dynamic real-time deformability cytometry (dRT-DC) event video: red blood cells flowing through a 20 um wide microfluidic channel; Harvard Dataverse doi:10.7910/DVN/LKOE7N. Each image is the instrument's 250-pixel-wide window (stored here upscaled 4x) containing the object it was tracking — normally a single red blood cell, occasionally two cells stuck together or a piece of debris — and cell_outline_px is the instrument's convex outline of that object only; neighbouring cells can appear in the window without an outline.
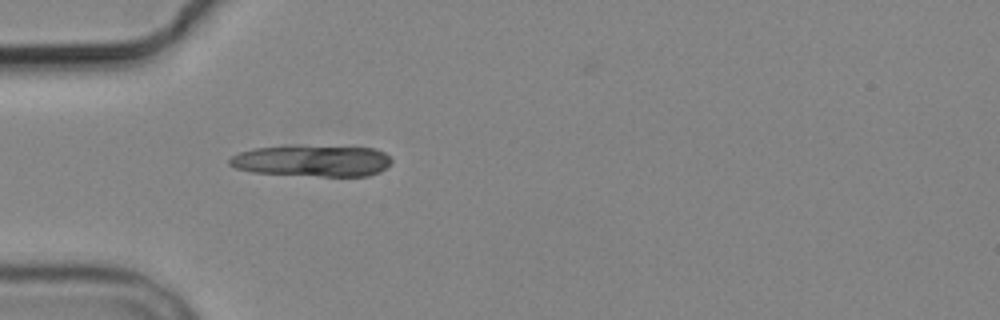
{"species": "common noctule bat (a hibernating species)", "species_latin": "Nyctalus noctula", "temperature_condition": "cold", "stored_images_in_passage": 4, "camera_frame_rate_fps": 3000, "um_per_image_px": 0.085, "animal": {"sex": "male", "body_mass_g": 19.2, "forearm_length_mm": 51.8}, "frame": {"image": 1, "passage_image": 4, "time_ms": 5.0, "image_size_px": [1000, 320], "cell_outline_px": [[392, 164], [388, 168], [380, 172], [368, 176], [320, 176], [252, 172], [236, 168], [228, 164], [228, 160], [232, 156], [240, 152], [252, 148], [292, 144], [376, 148], [384, 152], [392, 160]], "centroid_in_image_um": [26.56, 13.64], "position_along_channel_um": 58.4, "area_um2": 30.52}}